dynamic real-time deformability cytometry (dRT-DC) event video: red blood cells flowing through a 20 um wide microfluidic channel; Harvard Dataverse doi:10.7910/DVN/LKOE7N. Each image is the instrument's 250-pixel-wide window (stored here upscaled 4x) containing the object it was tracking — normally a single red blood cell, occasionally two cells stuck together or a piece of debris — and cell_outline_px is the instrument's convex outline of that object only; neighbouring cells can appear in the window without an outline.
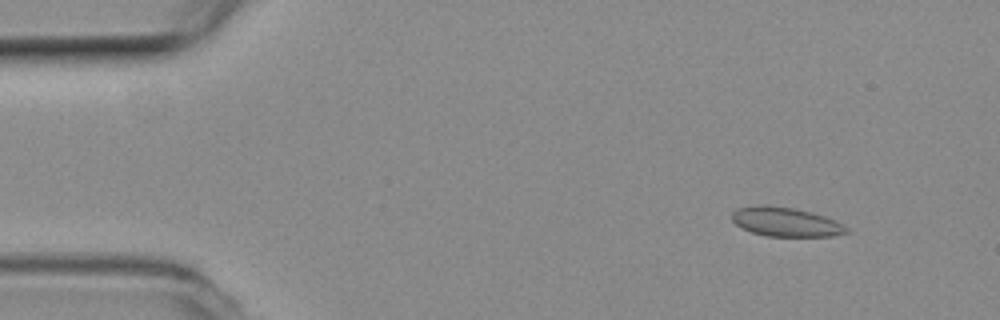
{"species": "common noctule bat (a hibernating species)", "species_latin": "Nyctalus noctula", "temperature_condition": "room temperature", "stored_images_in_passage": 54, "camera_frame_rate_fps": 3000, "um_per_image_px": 0.085, "animal": {"sex": "female", "body_mass_g": 19.3, "forearm_length_mm": 54.1}, "frame": {"image": 1, "passage_image": 6, "time_ms": 1.667, "image_size_px": [1000, 320], "cell_outline_px": [[848, 232], [832, 236], [764, 236], [740, 228], [732, 220], [732, 212], [740, 208], [756, 204], [768, 204], [792, 208], [812, 212], [824, 216], [848, 228]], "centroid_in_image_um": [66.72, 18.85], "position_along_channel_um": 18.3, "area_um2": 19.42}}
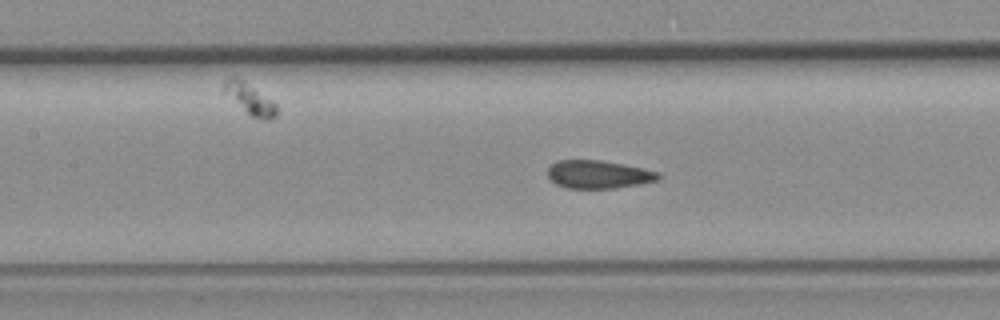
{"frame": {"image": 2, "passage_image": 24, "time_ms": 7.667, "image_size_px": [1000, 320], "cell_outline_px": [[664, 176], [656, 180], [640, 184], [612, 188], [568, 188], [556, 184], [548, 176], [548, 168], [556, 160], [600, 160], [660, 172]], "centroid_in_image_um": [50.86, 14.82], "position_along_channel_um": 156.5, "area_um2": 17.92}}
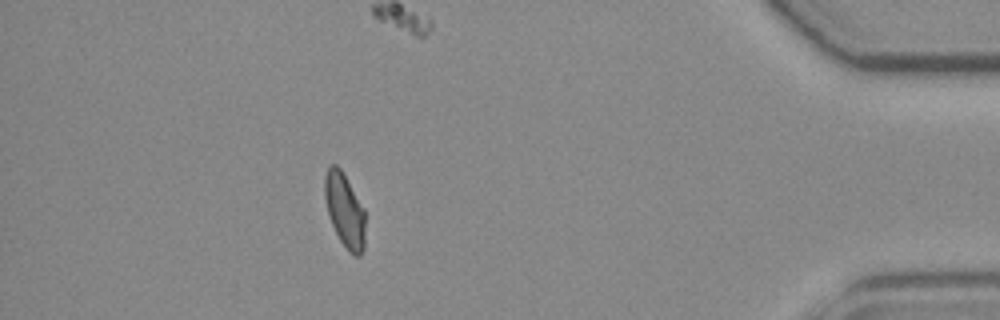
{"frame": {"image": 3, "passage_image": 48, "time_ms": 15.667, "image_size_px": [1000, 320], "cell_outline_px": [[364, 248], [360, 256], [356, 256], [348, 252], [340, 240], [332, 224], [328, 212], [324, 196], [324, 176], [328, 164], [336, 164], [340, 168], [364, 208]], "centroid_in_image_um": [29.28, 17.85], "position_along_channel_um": 405.9, "area_um2": 17.4}}